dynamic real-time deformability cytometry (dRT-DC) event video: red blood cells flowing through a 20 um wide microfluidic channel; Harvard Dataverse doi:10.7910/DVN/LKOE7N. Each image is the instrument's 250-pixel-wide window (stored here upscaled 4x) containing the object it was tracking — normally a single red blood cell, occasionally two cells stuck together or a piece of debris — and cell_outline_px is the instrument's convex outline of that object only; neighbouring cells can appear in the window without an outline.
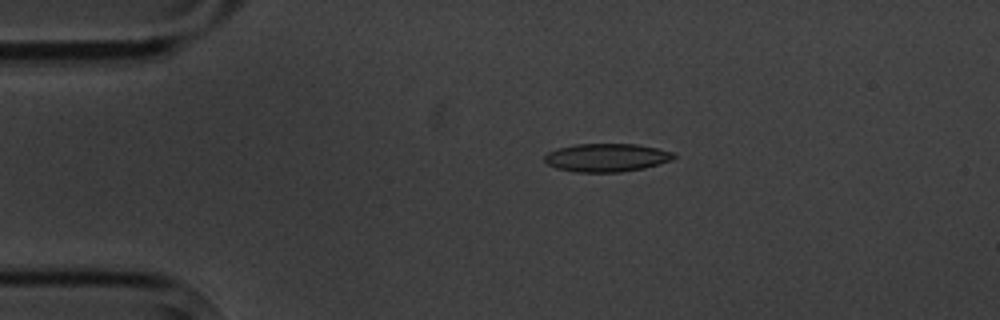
{"species": "common noctule bat (a hibernating species)", "species_latin": "Nyctalus noctula", "temperature_condition": "cold", "stored_images_in_passage": 8, "camera_frame_rate_fps": 3000, "um_per_image_px": 0.085, "animal": {"sex": "male", "body_mass_g": 20.1, "forearm_length_mm": 53.5}, "frame": {"image": 1, "passage_image": 3, "time_ms": 2.333, "image_size_px": [1000, 320], "cell_outline_px": [[676, 156], [672, 160], [644, 168], [620, 172], [576, 172], [556, 168], [548, 164], [544, 160], [544, 156], [548, 152], [556, 148], [576, 144], [636, 144], [676, 152]], "centroid_in_image_um": [51.56, 13.39], "position_along_channel_um": 33.4, "area_um2": 21.33}}
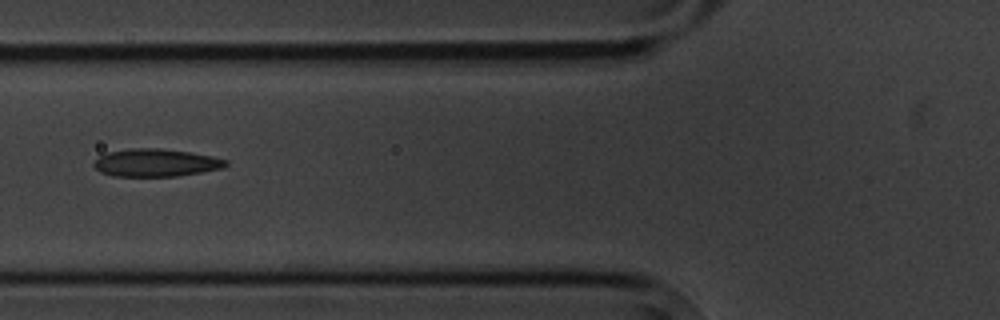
{"frame": {"image": 2, "passage_image": 6, "time_ms": 5.667, "image_size_px": [1000, 320], "cell_outline_px": [[228, 164], [224, 168], [176, 176], [112, 176], [100, 172], [92, 164], [100, 156], [108, 152], [132, 148], [160, 148], [188, 152], [212, 156], [228, 160]], "centroid_in_image_um": [13.25, 13.83], "position_along_channel_um": 112.5, "area_um2": 21.21}}
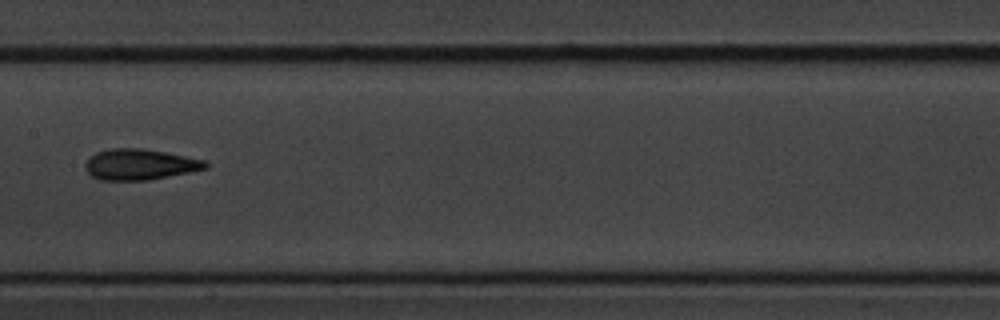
{"frame": {"image": 3, "passage_image": 8, "time_ms": 8.0, "image_size_px": [1000, 320], "cell_outline_px": [[208, 168], [148, 180], [100, 180], [92, 176], [84, 168], [84, 164], [96, 152], [112, 148], [140, 148], [164, 152], [208, 160]], "centroid_in_image_um": [11.89, 13.98], "position_along_channel_um": 195.5, "area_um2": 21.5}}